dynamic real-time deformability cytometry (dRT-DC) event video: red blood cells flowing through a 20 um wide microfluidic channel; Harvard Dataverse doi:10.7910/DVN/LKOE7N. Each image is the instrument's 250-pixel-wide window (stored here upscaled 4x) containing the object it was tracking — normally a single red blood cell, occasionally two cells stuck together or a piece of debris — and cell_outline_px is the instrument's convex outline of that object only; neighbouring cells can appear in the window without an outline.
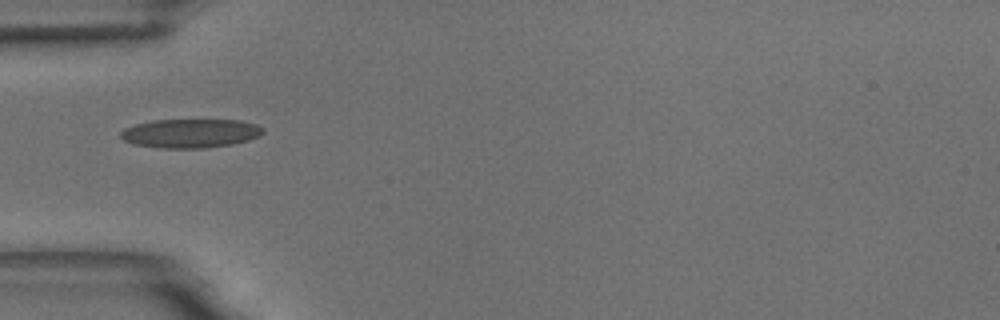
{"species": "common noctule bat (a hibernating species)", "species_latin": "Nyctalus noctula", "temperature_condition": "room temperature", "stored_images_in_passage": 3, "camera_frame_rate_fps": 3000, "um_per_image_px": 0.085, "animal": {"sex": "male", "body_mass_g": 18.8}, "frame": {"image": 1, "passage_image": 1, "time_ms": 0.0, "image_size_px": [1000, 320], "cell_outline_px": [[264, 132], [260, 136], [248, 140], [232, 144], [204, 148], [160, 148], [132, 144], [124, 140], [120, 136], [120, 132], [124, 128], [136, 124], [152, 120], [240, 120], [256, 124], [264, 128]], "centroid_in_image_um": [16.18, 11.33], "position_along_channel_um": 68.8, "area_um2": 24.1}}